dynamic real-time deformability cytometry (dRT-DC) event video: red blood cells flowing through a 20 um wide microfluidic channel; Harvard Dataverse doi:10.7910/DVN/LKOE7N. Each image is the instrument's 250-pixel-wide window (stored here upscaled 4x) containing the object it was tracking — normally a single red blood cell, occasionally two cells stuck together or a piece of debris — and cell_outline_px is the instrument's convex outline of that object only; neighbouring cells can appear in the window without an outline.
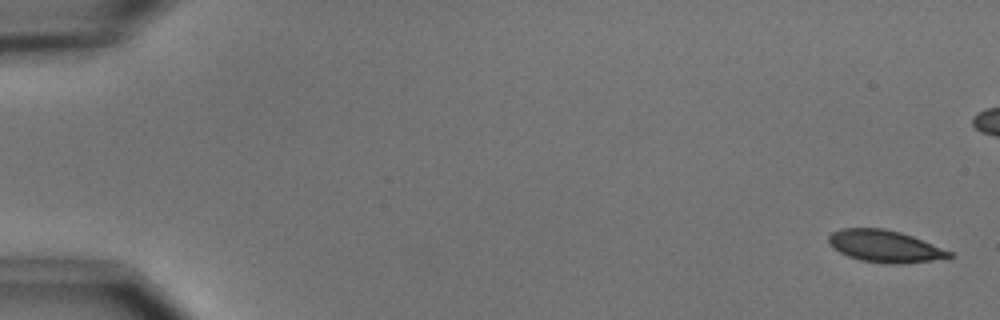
{"species": "common noctule bat (a hibernating species)", "species_latin": "Nyctalus noctula", "temperature_condition": "cold", "stored_images_in_passage": 6, "camera_frame_rate_fps": 3000, "um_per_image_px": 0.085, "animal": {"sex": "male", "body_mass_g": 15.6}, "frame": {"image": 1, "passage_image": 1, "time_ms": 0.0, "image_size_px": [1000, 320], "cell_outline_px": [[956, 256], [932, 260], [900, 264], [888, 264], [860, 260], [848, 256], [840, 252], [828, 240], [828, 236], [832, 232], [840, 228], [884, 228], [900, 232], [912, 236], [952, 252]], "centroid_in_image_um": [75.22, 20.93], "position_along_channel_um": 9.8, "area_um2": 22.31}}
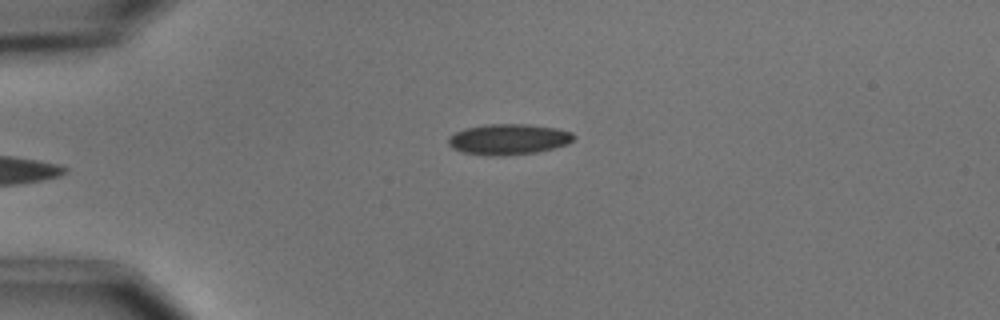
{"frame": {"image": 2, "passage_image": 6, "time_ms": 6.0, "image_size_px": [1000, 320], "cell_outline_px": [[576, 136], [568, 144], [536, 152], [496, 156], [464, 152], [452, 148], [448, 144], [448, 136], [464, 128], [488, 124], [528, 124], [556, 128], [572, 132]], "centroid_in_image_um": [43.22, 11.82], "position_along_channel_um": 41.8, "area_um2": 22.31}}